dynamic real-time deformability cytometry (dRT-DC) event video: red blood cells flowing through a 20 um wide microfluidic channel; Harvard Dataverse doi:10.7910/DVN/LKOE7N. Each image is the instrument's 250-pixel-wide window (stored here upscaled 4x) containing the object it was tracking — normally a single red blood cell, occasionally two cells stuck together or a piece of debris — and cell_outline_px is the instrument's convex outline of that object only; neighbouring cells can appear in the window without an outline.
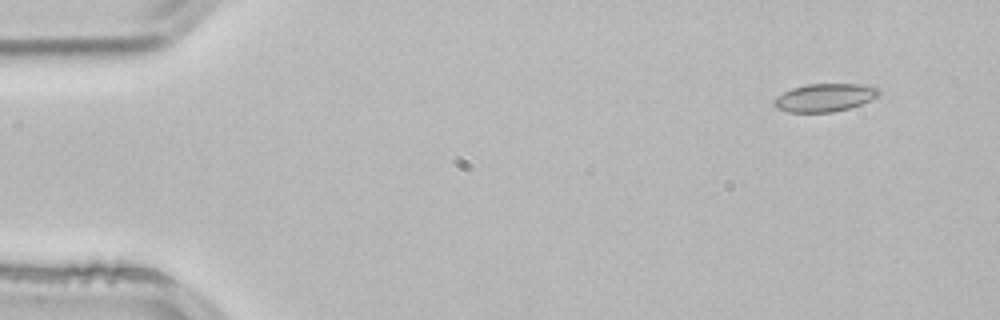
{"species": "common noctule bat (a hibernating species)", "species_latin": "Nyctalus noctula", "temperature_condition": "room temperature", "stored_images_in_passage": 2, "camera_frame_rate_fps": 3000, "um_per_image_px": 0.085, "animal": {"sex": "male", "body_mass_g": 21.5, "forearm_length_mm": 52.0}, "frame": {"image": 1, "passage_image": 1, "time_ms": 0.0, "image_size_px": [1000, 320], "cell_outline_px": [[880, 96], [860, 104], [848, 108], [832, 112], [788, 112], [776, 108], [772, 104], [772, 100], [776, 96], [792, 88], [804, 84], [860, 84], [880, 88]], "centroid_in_image_um": [70.08, 8.29], "position_along_channel_um": 14.9, "area_um2": 17.22}}